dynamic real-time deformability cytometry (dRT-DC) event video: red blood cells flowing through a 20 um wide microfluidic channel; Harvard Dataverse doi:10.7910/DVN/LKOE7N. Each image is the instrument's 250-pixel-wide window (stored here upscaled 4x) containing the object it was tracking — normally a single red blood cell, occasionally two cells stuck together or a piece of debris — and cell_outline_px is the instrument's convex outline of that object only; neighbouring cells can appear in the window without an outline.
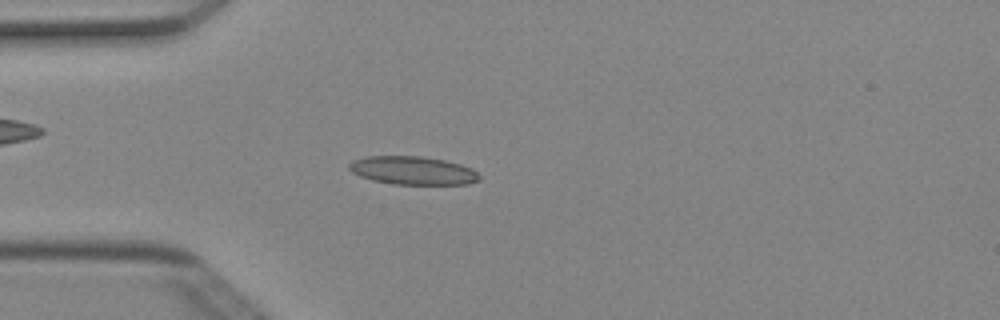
{"species": "Egyptian fruit bat (a non-hibernating species)", "species_latin": "Rousettus aegyptiacus", "temperature_condition": "cold", "stored_images_in_passage": 49, "camera_frame_rate_fps": 3000, "um_per_image_px": 0.085, "animal": {"sex": "female"}, "frame": {"image": 1, "passage_image": 13, "time_ms": 4.0, "image_size_px": [1000, 320], "cell_outline_px": [[480, 180], [468, 184], [392, 184], [372, 180], [360, 176], [352, 172], [348, 168], [348, 164], [352, 160], [368, 156], [420, 156], [444, 160], [460, 164], [472, 168], [480, 176]], "centroid_in_image_um": [35.08, 14.49], "position_along_channel_um": 49.9, "area_um2": 21.5}}
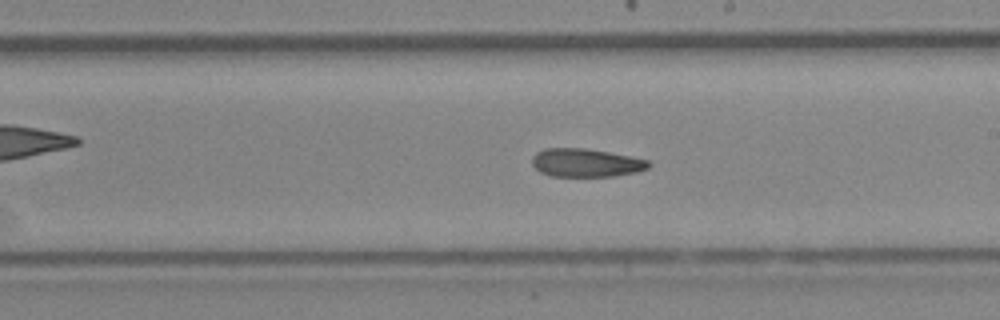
{"frame": {"image": 2, "passage_image": 28, "time_ms": 9.0, "image_size_px": [1000, 320], "cell_outline_px": [[652, 164], [648, 168], [636, 172], [616, 176], [552, 176], [540, 172], [532, 164], [532, 156], [536, 152], [544, 148], [584, 148], [632, 156], [648, 160]], "centroid_in_image_um": [49.81, 13.83], "position_along_channel_um": 239.2, "area_um2": 19.31}}
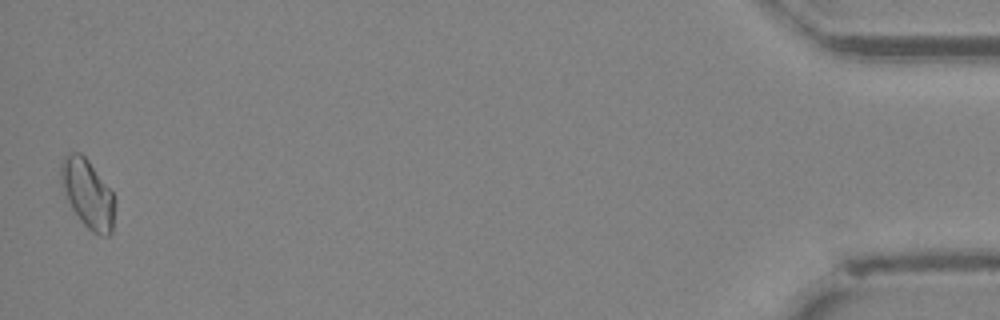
{"frame": {"image": 3, "passage_image": 49, "time_ms": 16.0, "image_size_px": [1000, 320], "cell_outline_px": [[116, 200], [112, 232], [108, 236], [100, 236], [92, 232], [80, 220], [72, 208], [60, 184], [60, 164], [64, 156], [68, 152], [80, 152], [88, 160], [112, 192]], "centroid_in_image_um": [7.45, 16.47], "position_along_channel_um": 427.7, "area_um2": 21.68}, "authors_computed_cell_mechanics": {"area_um2": 20.1144, "velocity_mm_per_s": 4.0104, "shape_relaxation_time_tau1_ms": null, "shape_relaxation_time_tau2_ms": 7.0743, "deformation_change_tau1": null, "deformation_change_tau2": 0.1369}}